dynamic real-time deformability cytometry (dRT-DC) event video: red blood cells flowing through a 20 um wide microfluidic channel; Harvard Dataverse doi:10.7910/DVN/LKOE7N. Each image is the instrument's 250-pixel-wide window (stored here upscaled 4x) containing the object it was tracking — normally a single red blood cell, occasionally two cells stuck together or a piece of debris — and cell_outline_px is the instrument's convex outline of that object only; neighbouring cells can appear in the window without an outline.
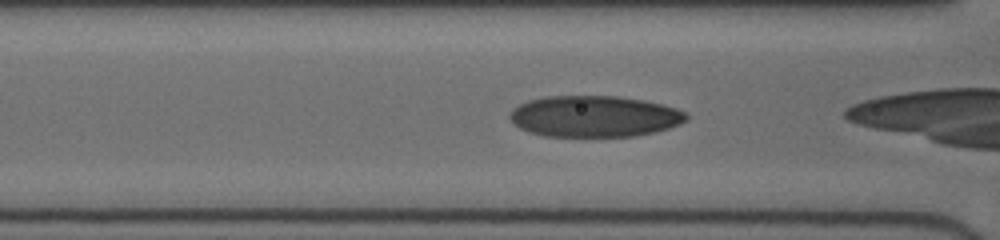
{"species": "human", "species_latin": "Homo sapiens", "temperature_condition": "cold", "stored_images_in_passage": 19, "camera_frame_rate_fps": 3000, "um_per_image_px": 0.085, "donor": {"sex": "female"}, "frame": {"image": 1, "passage_image": 9, "time_ms": 6.667, "image_size_px": [1000, 240], "cell_outline_px": [[688, 120], [680, 124], [656, 132], [636, 136], [544, 136], [528, 132], [512, 124], [508, 116], [508, 112], [512, 108], [528, 100], [544, 96], [616, 96], [644, 100], [676, 108], [684, 112], [688, 116]], "centroid_in_image_um": [50.48, 9.89], "position_along_channel_um": 116.1, "area_um2": 42.77}}
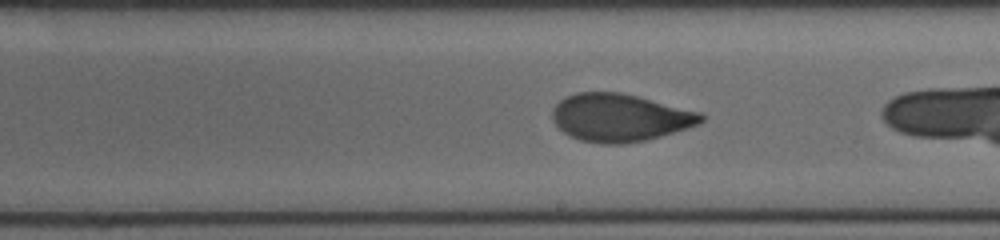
{"frame": {"image": 2, "passage_image": 16, "time_ms": 9.667, "image_size_px": [1000, 240], "cell_outline_px": [[704, 120], [700, 124], [688, 128], [660, 136], [644, 140], [620, 144], [600, 144], [580, 140], [568, 136], [552, 120], [552, 108], [560, 100], [576, 92], [620, 92], [700, 112], [704, 116]], "centroid_in_image_um": [52.66, 10.0], "position_along_channel_um": 236.3, "area_um2": 41.21}}